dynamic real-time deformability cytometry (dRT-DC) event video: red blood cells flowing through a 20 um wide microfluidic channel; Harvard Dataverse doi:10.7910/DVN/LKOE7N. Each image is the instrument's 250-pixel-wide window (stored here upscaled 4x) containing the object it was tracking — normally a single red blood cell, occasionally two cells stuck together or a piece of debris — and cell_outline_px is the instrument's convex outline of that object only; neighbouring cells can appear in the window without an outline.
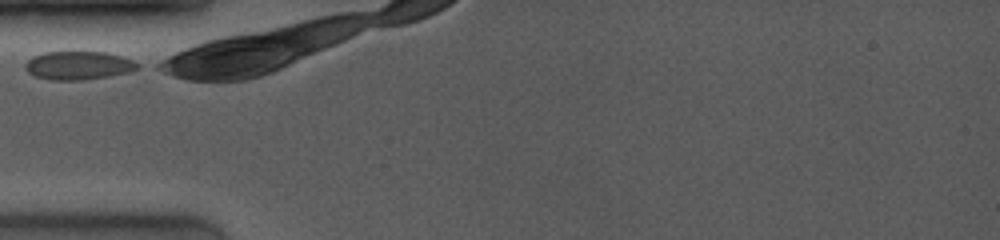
{"species": "common noctule bat (a hibernating species)", "species_latin": "Nyctalus noctula", "temperature_condition": "room temperature", "stored_images_in_passage": 3, "camera_frame_rate_fps": 4000, "um_per_image_px": 0.085, "animal": {"sex": "female", "body_mass_g": 19.0, "forearm_length_mm": 53.3}, "frame": {"image": 1, "passage_image": 1, "time_ms": 0.0, "image_size_px": [1000, 240], "cell_outline_px": [[140, 68], [128, 72], [108, 76], [80, 80], [52, 80], [32, 76], [24, 68], [24, 64], [32, 56], [44, 52], [104, 52], [120, 56], [132, 60], [140, 64]], "centroid_in_image_um": [6.63, 5.56], "position_along_channel_um": 78.4, "area_um2": 18.61}}